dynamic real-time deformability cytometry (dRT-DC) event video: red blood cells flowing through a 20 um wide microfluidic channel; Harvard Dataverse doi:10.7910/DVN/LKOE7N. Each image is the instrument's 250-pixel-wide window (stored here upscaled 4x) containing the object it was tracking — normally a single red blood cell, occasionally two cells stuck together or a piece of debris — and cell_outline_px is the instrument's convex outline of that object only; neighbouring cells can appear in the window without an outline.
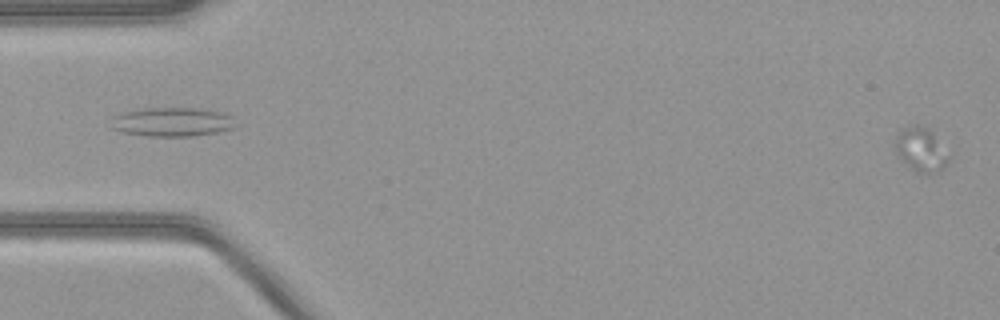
{"species": "common noctule bat (a hibernating species)", "species_latin": "Nyctalus noctula", "temperature_condition": "warm", "stored_images_in_passage": 10, "camera_frame_rate_fps": 3000, "um_per_image_px": 0.085, "animal": {"sex": "female", "body_mass_g": 21.9}, "frame": {"image": 1, "passage_image": 1, "time_ms": 0.0, "image_size_px": [1000, 320], "cell_outline_px": [[952, 160], [944, 168], [924, 176], [916, 172], [896, 152], [892, 144], [900, 128], [916, 124], [920, 124], [928, 128], [932, 132], [952, 156]], "centroid_in_image_um": [78.31, 12.71], "position_along_channel_um": 6.7, "area_um2": 14.22}}